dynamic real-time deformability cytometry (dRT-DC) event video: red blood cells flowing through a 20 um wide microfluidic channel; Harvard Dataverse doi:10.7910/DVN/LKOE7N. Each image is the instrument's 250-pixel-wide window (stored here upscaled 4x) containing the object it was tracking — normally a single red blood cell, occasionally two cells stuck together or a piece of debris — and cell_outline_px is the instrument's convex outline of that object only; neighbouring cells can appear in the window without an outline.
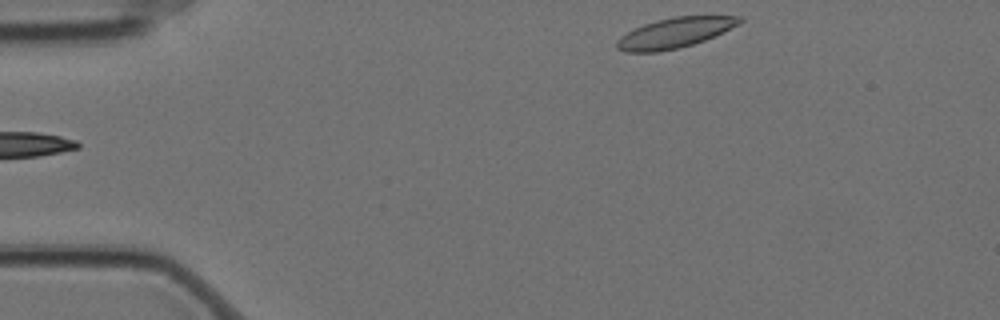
{"species": "Egyptian fruit bat (a non-hibernating species)", "species_latin": "Rousettus aegyptiacus", "temperature_condition": "cold", "stored_images_in_passage": 4, "segment_of_instrument_passage": [2, 2], "camera_frame_rate_fps": 3000, "um_per_image_px": 0.085, "animal": {"sex": "female"}, "frame": {"image": 1, "passage_image": 4, "time_ms": 1.0, "image_size_px": [1000, 320], "cell_outline_px": [[744, 20], [740, 24], [704, 40], [680, 48], [660, 52], [624, 52], [616, 48], [616, 40], [620, 36], [644, 24], [656, 20], [676, 16], [740, 16]], "centroid_in_image_um": [57.33, 2.8], "position_along_channel_um": 27.7, "area_um2": 21.5}}